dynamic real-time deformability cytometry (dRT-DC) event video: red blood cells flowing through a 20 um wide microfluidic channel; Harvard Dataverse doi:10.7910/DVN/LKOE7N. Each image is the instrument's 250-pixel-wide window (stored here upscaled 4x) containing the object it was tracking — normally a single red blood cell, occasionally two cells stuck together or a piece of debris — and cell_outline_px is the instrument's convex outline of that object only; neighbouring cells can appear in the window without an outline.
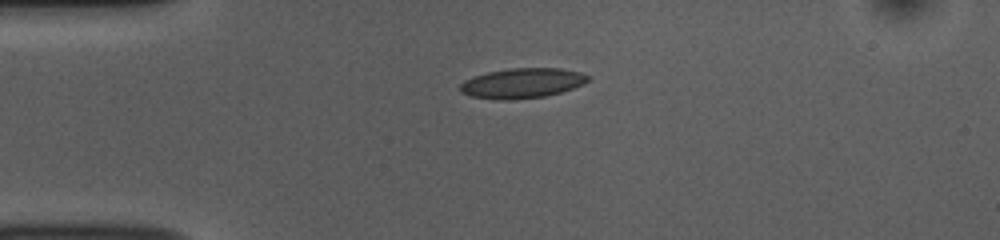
{"species": "common noctule bat (a hibernating species)", "species_latin": "Nyctalus noctula", "temperature_condition": "room temperature", "stored_images_in_passage": 41, "camera_frame_rate_fps": 3000, "um_per_image_px": 0.085, "animal": {"sex": "female", "body_mass_g": 10.0, "forearm_length_mm": 53.1}, "frame": {"image": 1, "passage_image": 1, "time_ms": 0.0, "image_size_px": [1000, 240], "cell_outline_px": [[588, 80], [584, 84], [560, 92], [544, 96], [512, 100], [500, 100], [472, 96], [460, 92], [460, 84], [464, 80], [472, 76], [488, 72], [508, 68], [560, 68], [580, 72], [588, 76]], "centroid_in_image_um": [44.35, 7.06], "position_along_channel_um": 40.6, "area_um2": 22.31}}
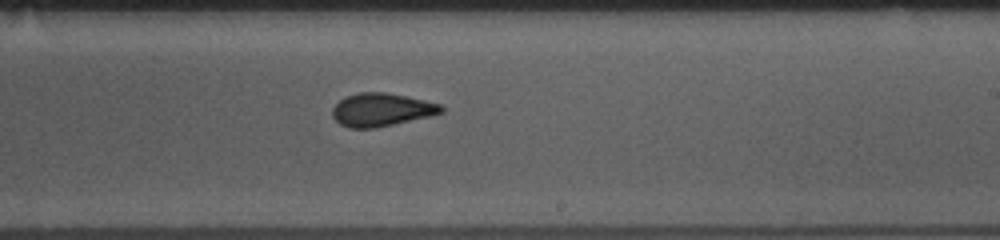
{"frame": {"image": 2, "passage_image": 20, "time_ms": 6.333, "image_size_px": [1000, 240], "cell_outline_px": [[444, 112], [428, 116], [376, 128], [348, 128], [340, 124], [332, 116], [332, 108], [344, 96], [360, 92], [384, 92], [424, 100], [440, 104], [444, 108]], "centroid_in_image_um": [32.39, 9.33], "position_along_channel_um": 256.6, "area_um2": 20.87}}
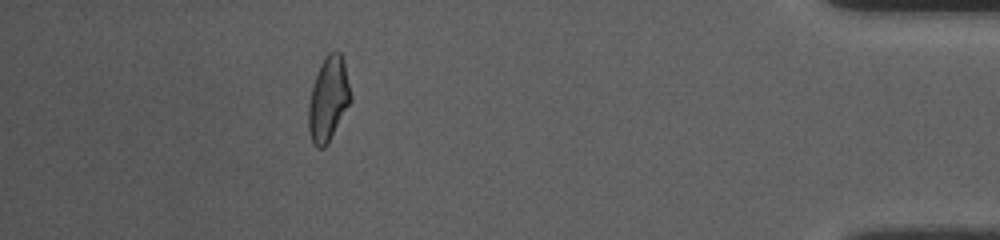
{"frame": {"image": 3, "passage_image": 36, "time_ms": 11.667, "image_size_px": [1000, 240], "cell_outline_px": [[352, 100], [328, 144], [324, 148], [316, 148], [308, 132], [308, 104], [312, 88], [320, 64], [324, 56], [328, 52], [336, 48], [340, 52], [344, 60], [352, 96]], "centroid_in_image_um": [27.92, 8.4], "position_along_channel_um": 407.3, "area_um2": 21.1}, "authors_computed_cell_mechanics": {"area_um2": 21.097, "velocity_mm_per_s": 3.7873, "shape_relaxation_time_tau1_ms": 3.7844, "shape_relaxation_time_tau2_ms": 1.8553, "deformation_change_tau1": 0.1196, "deformation_change_tau2": 0.0758}}